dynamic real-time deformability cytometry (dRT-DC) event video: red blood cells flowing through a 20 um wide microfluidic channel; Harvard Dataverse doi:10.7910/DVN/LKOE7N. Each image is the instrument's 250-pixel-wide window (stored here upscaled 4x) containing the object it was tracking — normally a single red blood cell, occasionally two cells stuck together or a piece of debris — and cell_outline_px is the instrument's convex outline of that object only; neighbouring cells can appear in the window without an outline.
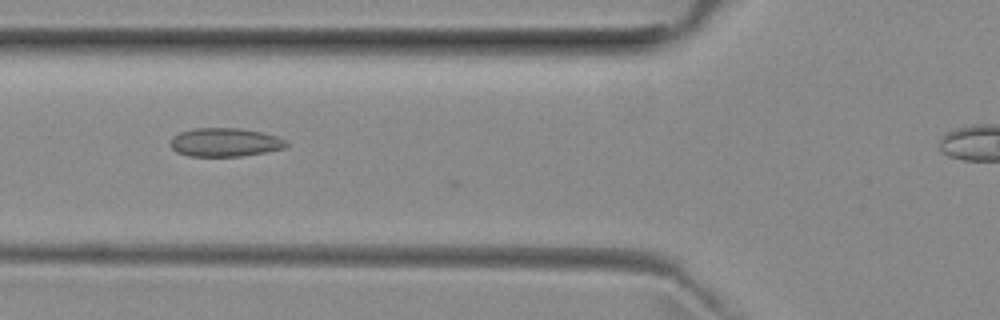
{"species": "common noctule bat (a hibernating species)", "species_latin": "Nyctalus noctula", "temperature_condition": "room temperature", "stored_images_in_passage": 12, "camera_frame_rate_fps": 3000, "um_per_image_px": 0.085, "animal": {"sex": "female", "body_mass_g": 29.2, "forearm_length_mm": 56.3}, "frame": {"image": 1, "passage_image": 10, "time_ms": 3.0, "image_size_px": [1000, 320], "cell_outline_px": [[288, 144], [284, 148], [264, 152], [240, 156], [188, 156], [176, 152], [172, 148], [172, 136], [180, 132], [192, 128], [240, 128], [264, 132], [276, 136], [284, 140]], "centroid_in_image_um": [19.1, 12.09], "position_along_channel_um": 106.7, "area_um2": 19.25}}